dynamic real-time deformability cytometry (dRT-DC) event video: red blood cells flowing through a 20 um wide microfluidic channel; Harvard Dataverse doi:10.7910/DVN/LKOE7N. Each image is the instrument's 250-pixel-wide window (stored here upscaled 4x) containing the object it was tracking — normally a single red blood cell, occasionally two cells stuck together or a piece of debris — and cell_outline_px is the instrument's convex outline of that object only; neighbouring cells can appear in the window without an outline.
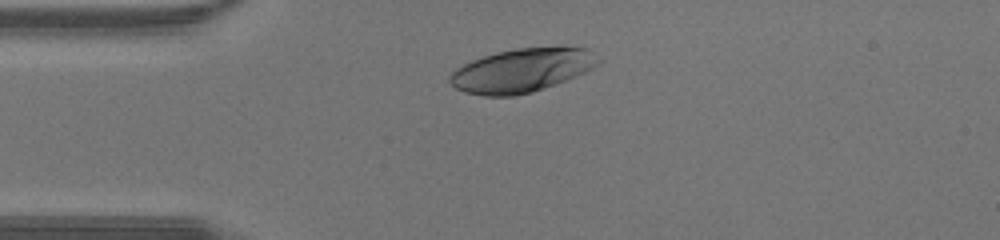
{"species": "human", "species_latin": "Homo sapiens", "temperature_condition": "warm", "stored_images_in_passage": 26, "camera_frame_rate_fps": 3000, "um_per_image_px": 0.085, "donor": {"sex": "male"}, "frame": {"image": 1, "passage_image": 1, "time_ms": 0.0, "image_size_px": [1000, 240], "cell_outline_px": [[600, 60], [592, 68], [576, 76], [532, 92], [512, 96], [484, 96], [464, 92], [448, 84], [448, 76], [456, 68], [472, 60], [496, 52], [516, 48], [560, 44], [564, 44], [588, 48]], "centroid_in_image_um": [44.36, 5.94], "position_along_channel_um": 40.6, "area_um2": 38.44}}
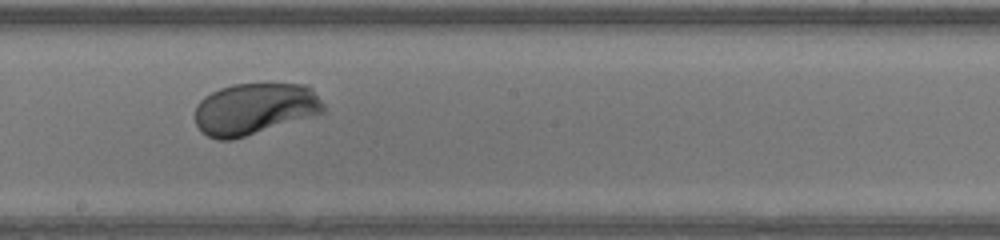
{"frame": {"image": 2, "passage_image": 14, "time_ms": 4.333, "image_size_px": [1000, 240], "cell_outline_px": [[324, 112], [316, 116], [232, 140], [220, 140], [208, 136], [196, 124], [196, 104], [204, 96], [220, 88], [232, 84], [308, 84], [312, 88], [324, 104]], "centroid_in_image_um": [21.68, 9.25], "position_along_channel_um": 226.5, "area_um2": 38.84}}
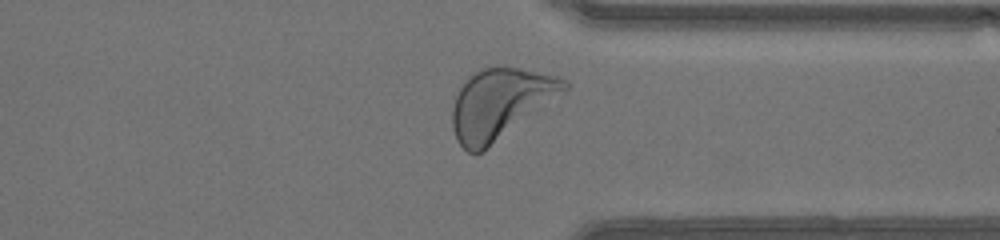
{"frame": {"image": 3, "passage_image": 23, "time_ms": 7.333, "image_size_px": [1000, 240], "cell_outline_px": [[568, 88], [484, 152], [468, 152], [456, 140], [452, 128], [452, 108], [456, 96], [464, 80], [472, 72], [484, 68], [516, 68], [556, 76], [568, 80]], "centroid_in_image_um": [42.46, 8.83], "position_along_channel_um": 368.9, "area_um2": 45.14}}